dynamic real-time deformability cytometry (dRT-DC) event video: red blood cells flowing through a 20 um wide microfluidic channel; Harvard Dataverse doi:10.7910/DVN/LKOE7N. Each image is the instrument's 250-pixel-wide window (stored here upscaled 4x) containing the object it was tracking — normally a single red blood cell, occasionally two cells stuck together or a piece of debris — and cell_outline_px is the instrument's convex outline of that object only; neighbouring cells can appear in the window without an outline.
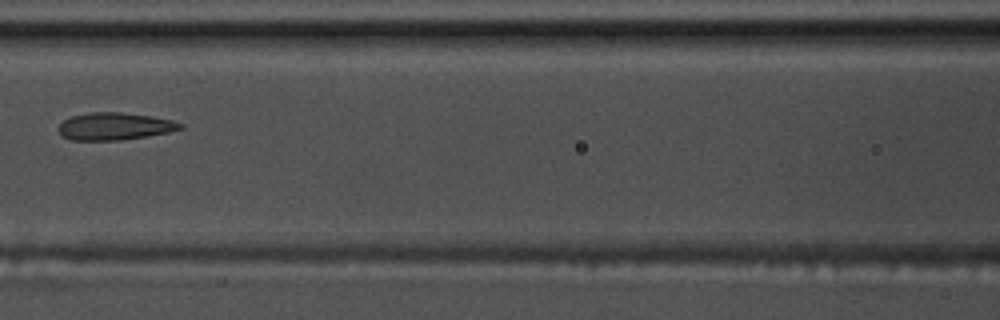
{"species": "common noctule bat (a hibernating species)", "species_latin": "Nyctalus noctula", "temperature_condition": "warm", "stored_images_in_passage": 15, "camera_frame_rate_fps": 3000, "um_per_image_px": 0.085, "animal": {"sex": "male", "body_mass_g": 17.5, "forearm_length_mm": 52.3}, "frame": {"image": 1, "passage_image": 7, "time_ms": 2.0, "image_size_px": [1000, 320], "cell_outline_px": [[184, 128], [168, 132], [124, 140], [72, 140], [60, 136], [56, 128], [64, 120], [72, 116], [88, 112], [120, 112], [152, 116], [172, 120], [184, 124]], "centroid_in_image_um": [9.72, 10.74], "position_along_channel_um": 156.9, "area_um2": 19.59}}
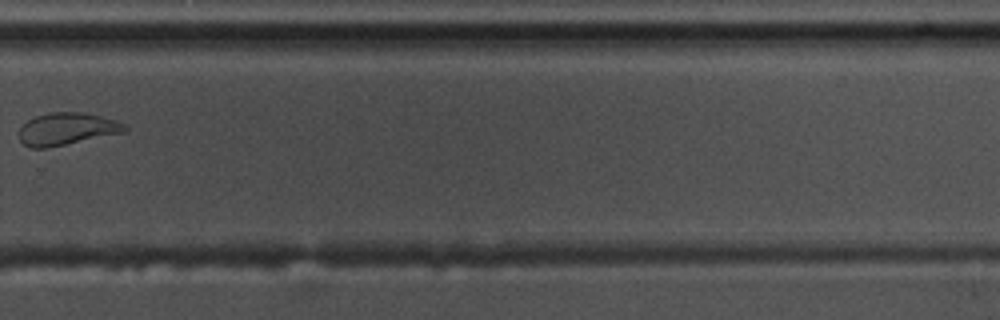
{"frame": {"image": 2, "passage_image": 11, "time_ms": 3.333, "image_size_px": [1000, 320], "cell_outline_px": [[128, 128], [124, 132], [48, 148], [32, 148], [24, 144], [20, 140], [20, 128], [28, 120], [36, 116], [52, 112], [84, 112], [116, 120], [124, 124]], "centroid_in_image_um": [5.68, 10.96], "position_along_channel_um": 324.1, "area_um2": 19.71}}
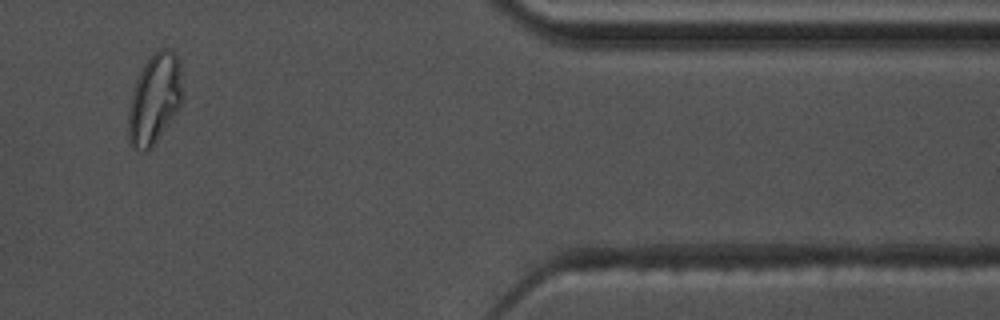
{"frame": {"image": 3, "passage_image": 13, "time_ms": 4.0, "image_size_px": [1000, 320], "cell_outline_px": [[180, 108], [148, 152], [144, 152], [132, 148], [128, 140], [128, 108], [132, 92], [140, 72], [144, 64], [152, 52], [160, 48], [164, 48], [172, 52], [180, 60]], "centroid_in_image_um": [13.1, 8.44], "position_along_channel_um": 398.3, "area_um2": 28.26}}